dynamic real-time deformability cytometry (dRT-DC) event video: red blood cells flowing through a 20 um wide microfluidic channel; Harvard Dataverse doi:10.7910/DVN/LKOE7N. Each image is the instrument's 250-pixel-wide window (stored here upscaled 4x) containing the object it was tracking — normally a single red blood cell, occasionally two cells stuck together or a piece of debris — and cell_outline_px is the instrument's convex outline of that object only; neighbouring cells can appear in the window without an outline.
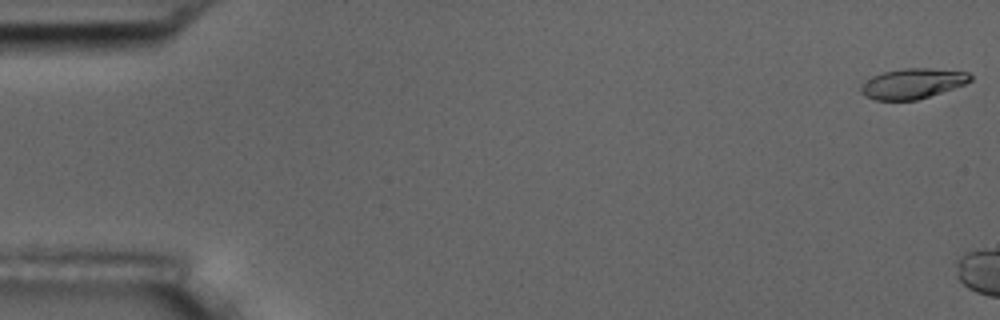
{"species": "common noctule bat (a hibernating species)", "species_latin": "Nyctalus noctula", "temperature_condition": "room temperature", "stored_images_in_passage": 3, "camera_frame_rate_fps": 3000, "um_per_image_px": 0.085, "animal": {"sex": "male", "body_mass_g": 17.5, "forearm_length_mm": 52.3}, "frame": {"image": 1, "passage_image": 1, "time_ms": 0.0, "image_size_px": [1000, 320], "cell_outline_px": [[972, 80], [964, 84], [916, 100], [876, 100], [860, 92], [860, 88], [872, 76], [884, 72], [904, 68], [928, 68], [968, 72], [972, 76]], "centroid_in_image_um": [77.58, 7.09], "position_along_channel_um": 7.4, "area_um2": 18.84}}